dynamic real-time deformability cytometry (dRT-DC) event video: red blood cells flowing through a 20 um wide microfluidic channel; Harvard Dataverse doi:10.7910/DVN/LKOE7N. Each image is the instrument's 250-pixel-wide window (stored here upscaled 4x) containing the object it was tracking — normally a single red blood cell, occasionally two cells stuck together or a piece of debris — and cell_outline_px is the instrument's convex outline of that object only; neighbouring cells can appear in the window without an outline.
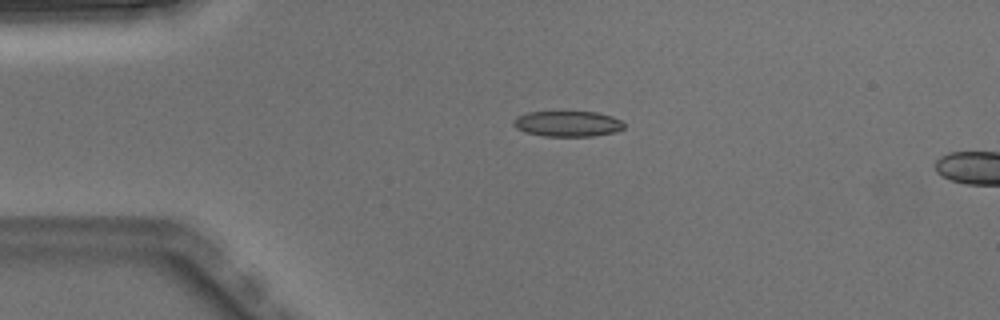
{"species": "Egyptian fruit bat (a non-hibernating species)", "species_latin": "Rousettus aegyptiacus", "temperature_condition": "warm", "stored_images_in_passage": 4, "camera_frame_rate_fps": 3000, "um_per_image_px": 0.085, "animal": {"sex": "male"}, "frame": {"image": 1, "passage_image": 2, "time_ms": 0.333, "image_size_px": [1000, 320], "cell_outline_px": [[624, 128], [616, 132], [592, 136], [544, 136], [524, 132], [516, 128], [512, 124], [512, 120], [516, 116], [528, 112], [596, 112], [612, 116], [620, 120], [624, 124]], "centroid_in_image_um": [48.22, 10.52], "position_along_channel_um": 36.8, "area_um2": 16.59}}